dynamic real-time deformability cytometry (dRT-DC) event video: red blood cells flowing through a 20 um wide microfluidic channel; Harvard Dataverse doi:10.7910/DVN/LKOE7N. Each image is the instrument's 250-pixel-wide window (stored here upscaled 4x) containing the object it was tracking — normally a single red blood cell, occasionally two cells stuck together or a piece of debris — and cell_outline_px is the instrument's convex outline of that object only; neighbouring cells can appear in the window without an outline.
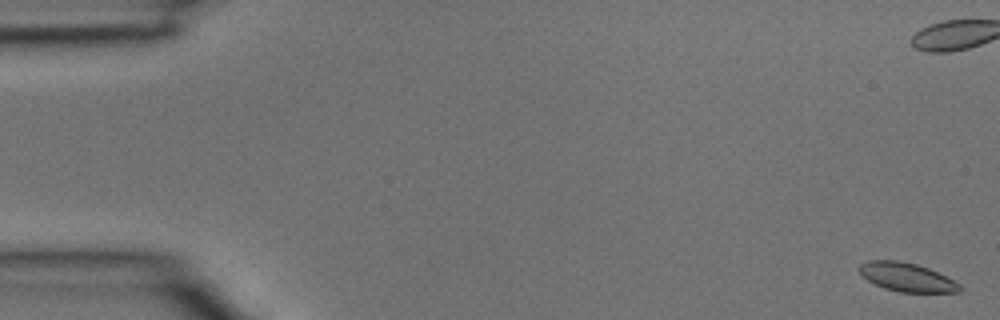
{"species": "common noctule bat (a hibernating species)", "species_latin": "Nyctalus noctula", "temperature_condition": "room temperature", "stored_images_in_passage": 5, "camera_frame_rate_fps": 3000, "um_per_image_px": 0.085, "animal": {"sex": "male", "body_mass_g": 15.6}, "frame": {"image": 1, "passage_image": 1, "time_ms": 0.0, "image_size_px": [1000, 320], "cell_outline_px": [[964, 288], [960, 292], [900, 292], [884, 288], [868, 280], [856, 268], [860, 264], [868, 260], [900, 260], [916, 264], [928, 268], [960, 284]], "centroid_in_image_um": [77.06, 23.55], "position_along_channel_um": 7.9, "area_um2": 16.7}}
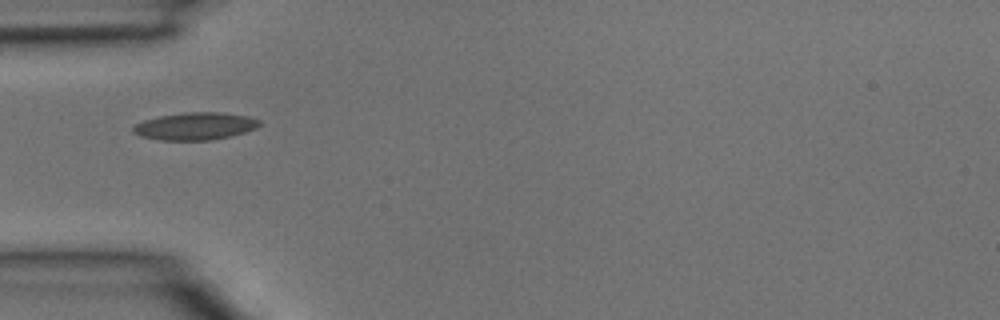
{"frame": {"image": 2, "passage_image": 4, "time_ms": 1.0, "image_size_px": [1000, 320], "cell_outline_px": [[260, 124], [256, 128], [232, 136], [212, 140], [160, 140], [140, 136], [132, 132], [132, 128], [136, 124], [144, 120], [160, 116], [184, 112], [220, 112], [248, 116], [260, 120]], "centroid_in_image_um": [16.59, 10.72], "position_along_channel_um": 68.4, "area_um2": 20.23}}
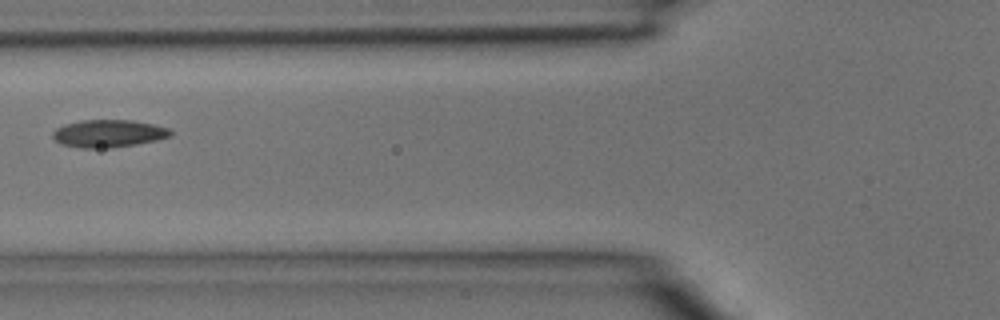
{"frame": {"image": 3, "passage_image": 5, "time_ms": 1.333, "image_size_px": [1000, 320], "cell_outline_px": [[172, 136], [156, 140], [136, 144], [112, 148], [80, 148], [60, 144], [52, 136], [52, 132], [56, 128], [64, 124], [80, 120], [132, 120], [152, 124], [168, 128], [172, 132]], "centroid_in_image_um": [9.19, 11.35], "position_along_channel_um": 116.6, "area_um2": 19.02}}